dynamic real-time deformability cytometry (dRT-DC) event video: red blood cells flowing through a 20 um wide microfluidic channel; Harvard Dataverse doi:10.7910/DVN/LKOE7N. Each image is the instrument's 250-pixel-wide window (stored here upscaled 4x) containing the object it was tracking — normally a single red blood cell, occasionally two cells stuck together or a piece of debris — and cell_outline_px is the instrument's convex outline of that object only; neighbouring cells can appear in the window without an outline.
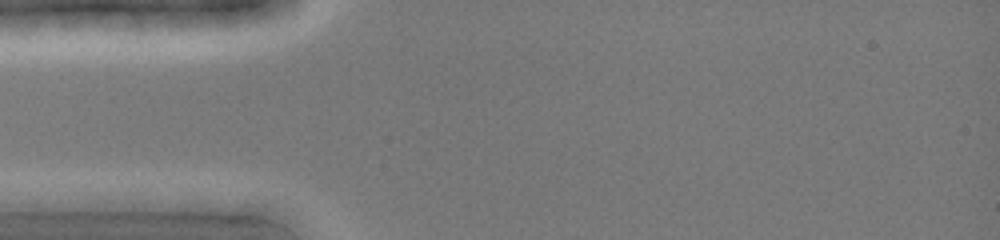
{"species": "common noctule bat (a hibernating species)", "species_latin": "Nyctalus noctula", "temperature_condition": "cold", "stored_images_in_passage": 1, "camera_frame_rate_fps": 3000, "um_per_image_px": 0.085, "animal": {"sex": "female", "body_mass_g": 19.0, "forearm_length_mm": 51.5}, "frame": {"image": 1, "passage_image": 1, "time_ms": 0.0, "image_size_px": [1000, 240], "cell_outline_px": [[160, 200], [148, 212], [76, 212], [68, 200], [80, 192], [144, 192]], "centroid_in_image_um": [9.61, 17.18], "position_along_channel_um": 75.4, "area_um2": 11.62}}